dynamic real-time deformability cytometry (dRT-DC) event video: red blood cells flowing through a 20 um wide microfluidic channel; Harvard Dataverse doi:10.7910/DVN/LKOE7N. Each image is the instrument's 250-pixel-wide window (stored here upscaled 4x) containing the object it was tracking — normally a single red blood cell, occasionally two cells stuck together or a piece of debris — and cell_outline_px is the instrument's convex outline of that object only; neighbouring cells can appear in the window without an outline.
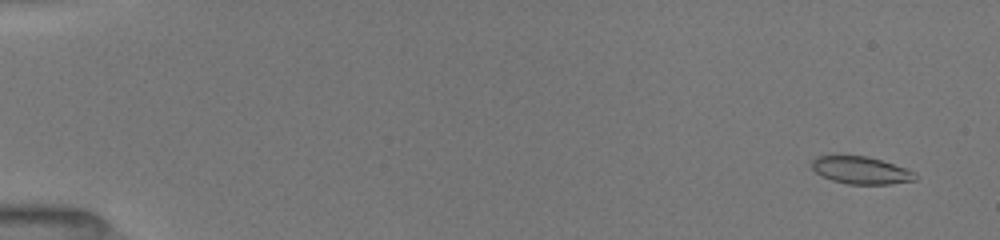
{"species": "common noctule bat (a hibernating species)", "species_latin": "Nyctalus noctula", "temperature_condition": "room temperature", "stored_images_in_passage": 44, "camera_frame_rate_fps": 3000, "um_per_image_px": 0.085, "animal": {"sex": "female", "body_mass_g": 19.5, "forearm_length_mm": 54.1}, "frame": {"image": 1, "passage_image": 5, "time_ms": 0.667, "image_size_px": [1000, 240], "cell_outline_px": [[916, 180], [888, 184], [848, 184], [832, 180], [816, 172], [812, 168], [812, 160], [816, 156], [868, 156], [916, 172]], "centroid_in_image_um": [73.18, 14.48], "position_along_channel_um": 11.8, "area_um2": 16.24}}
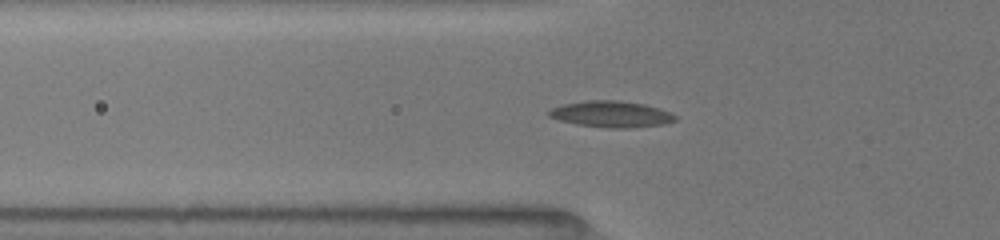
{"frame": {"image": 2, "passage_image": 34, "time_ms": 6.0, "image_size_px": [1000, 240], "cell_outline_px": [[676, 120], [664, 124], [628, 128], [612, 128], [576, 124], [560, 120], [548, 116], [548, 112], [552, 108], [564, 104], [588, 100], [616, 100], [644, 104], [660, 108], [672, 112], [676, 116]], "centroid_in_image_um": [51.99, 9.7], "position_along_channel_um": 73.8, "area_um2": 19.25}}
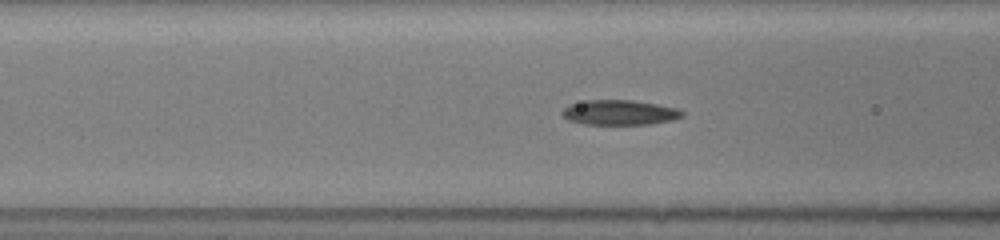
{"frame": {"image": 3, "passage_image": 40, "time_ms": 7.0, "image_size_px": [1000, 240], "cell_outline_px": [[684, 116], [672, 120], [648, 124], [584, 124], [568, 120], [560, 112], [568, 104], [584, 100], [632, 100], [656, 104], [676, 108], [684, 112]], "centroid_in_image_um": [52.63, 9.55], "position_along_channel_um": 114.0, "area_um2": 17.46}}